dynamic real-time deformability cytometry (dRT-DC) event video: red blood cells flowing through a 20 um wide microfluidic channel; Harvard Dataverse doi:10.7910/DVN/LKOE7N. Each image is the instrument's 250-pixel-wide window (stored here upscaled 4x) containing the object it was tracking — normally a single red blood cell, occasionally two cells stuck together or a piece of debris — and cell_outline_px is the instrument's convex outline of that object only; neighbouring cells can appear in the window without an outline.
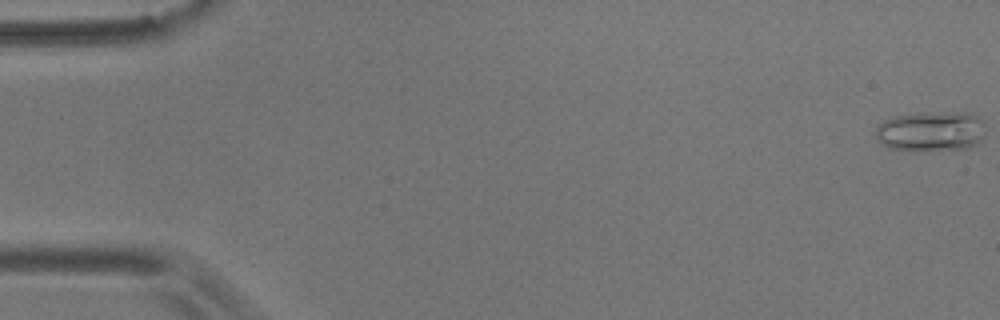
{"species": "common noctule bat (a hibernating species)", "species_latin": "Nyctalus noctula", "temperature_condition": "room temperature", "stored_images_in_passage": 30, "camera_frame_rate_fps": 3000, "um_per_image_px": 0.085, "animal": {"sex": "male", "body_mass_g": 17.9}, "frame": {"image": 1, "passage_image": 1, "time_ms": 0.0, "image_size_px": [1000, 320], "cell_outline_px": [[984, 132], [980, 140], [976, 144], [968, 148], [888, 148], [876, 136], [876, 124], [892, 116], [956, 112], [972, 112], [984, 124]], "centroid_in_image_um": [79.15, 11.12], "position_along_channel_um": 5.9, "area_um2": 24.57}}
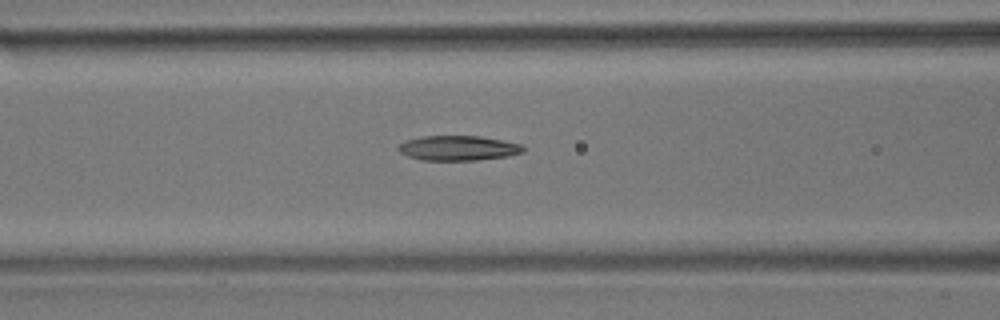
{"frame": {"image": 2, "passage_image": 23, "time_ms": 7.333, "image_size_px": [1000, 320], "cell_outline_px": [[524, 152], [508, 156], [476, 160], [420, 160], [408, 156], [400, 152], [396, 148], [404, 140], [424, 136], [480, 136], [520, 144], [524, 148]], "centroid_in_image_um": [38.91, 12.59], "position_along_channel_um": 127.7, "area_um2": 18.03}}
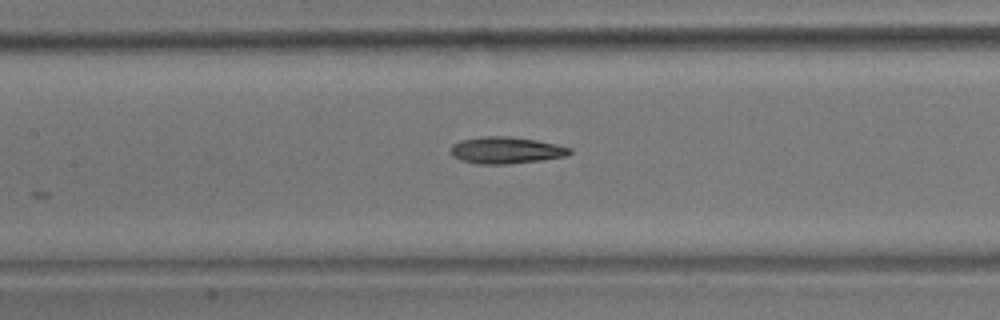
{"frame": {"image": 3, "passage_image": 26, "time_ms": 8.333, "image_size_px": [1000, 320], "cell_outline_px": [[572, 152], [564, 156], [540, 160], [504, 164], [476, 164], [460, 160], [452, 156], [448, 152], [448, 148], [452, 144], [460, 140], [484, 136], [508, 136], [536, 140], [556, 144], [572, 148]], "centroid_in_image_um": [42.93, 12.76], "position_along_channel_um": 164.5, "area_um2": 18.67}}